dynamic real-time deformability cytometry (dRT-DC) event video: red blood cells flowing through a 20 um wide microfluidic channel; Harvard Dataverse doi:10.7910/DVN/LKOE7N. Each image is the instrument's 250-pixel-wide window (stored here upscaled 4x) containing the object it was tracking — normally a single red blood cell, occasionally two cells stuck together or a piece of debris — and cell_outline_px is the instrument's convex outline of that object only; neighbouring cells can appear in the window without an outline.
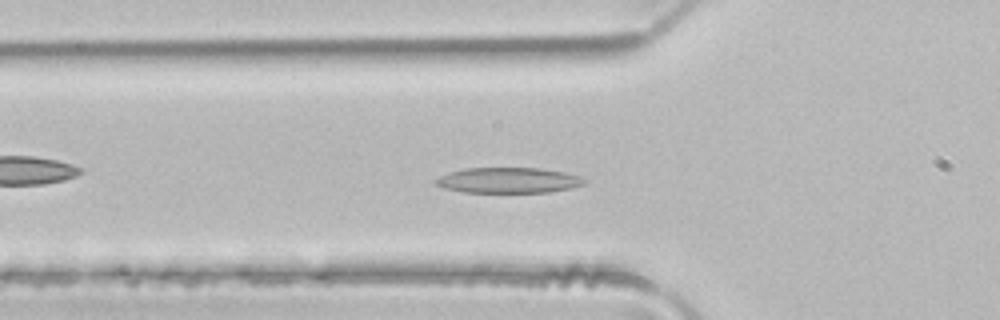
{"species": "common noctule bat (a hibernating species)", "species_latin": "Nyctalus noctula", "temperature_condition": "room temperature", "stored_images_in_passage": 48, "camera_frame_rate_fps": 3000, "um_per_image_px": 0.085, "animal": {"sex": "male", "body_mass_g": 21.5, "forearm_length_mm": 52.0}, "frame": {"image": 1, "passage_image": 16, "time_ms": 5.0, "image_size_px": [1000, 320], "cell_outline_px": [[588, 180], [584, 184], [572, 188], [548, 192], [464, 192], [444, 188], [436, 184], [432, 180], [448, 172], [464, 168], [540, 168], [564, 172], [580, 176]], "centroid_in_image_um": [43.21, 15.32], "position_along_channel_um": 82.6, "area_um2": 22.2}}
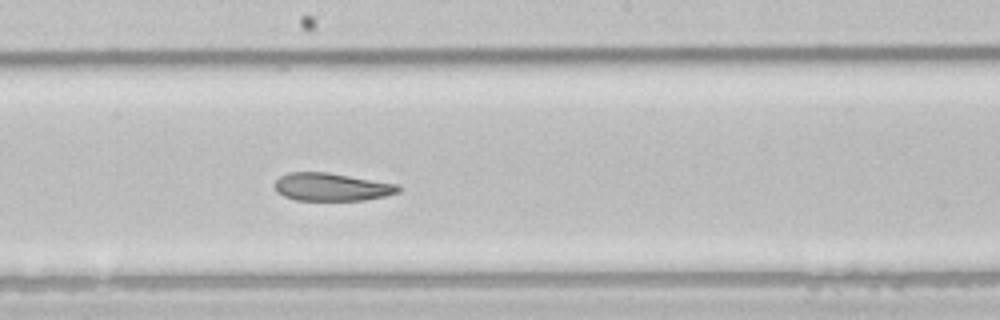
{"frame": {"image": 2, "passage_image": 26, "time_ms": 8.333, "image_size_px": [1000, 320], "cell_outline_px": [[400, 192], [384, 196], [364, 200], [296, 200], [284, 196], [276, 192], [276, 180], [280, 176], [288, 172], [328, 172], [400, 184]], "centroid_in_image_um": [28.21, 15.88], "position_along_channel_um": 220.0, "area_um2": 20.17}}
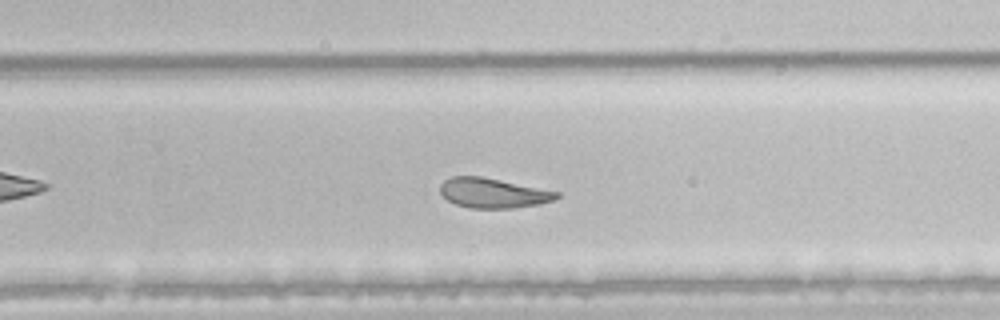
{"frame": {"image": 3, "passage_image": 31, "time_ms": 10.0, "image_size_px": [1000, 320], "cell_outline_px": [[560, 196], [552, 200], [540, 204], [512, 208], [468, 208], [456, 204], [448, 200], [440, 192], [440, 184], [444, 180], [452, 176], [480, 176], [560, 192]], "centroid_in_image_um": [41.89, 16.41], "position_along_channel_um": 287.9, "area_um2": 20.11}, "authors_computed_cell_mechanics": {"area_um2": 24.1604, "velocity_mm_per_s": 4.1024, "shape_relaxation_time_tau1_ms": 4.8653, "shape_relaxation_time_tau2_ms": 2.8598, "deformation_change_tau1": 0.1576, "deformation_change_tau2": 0.103}}